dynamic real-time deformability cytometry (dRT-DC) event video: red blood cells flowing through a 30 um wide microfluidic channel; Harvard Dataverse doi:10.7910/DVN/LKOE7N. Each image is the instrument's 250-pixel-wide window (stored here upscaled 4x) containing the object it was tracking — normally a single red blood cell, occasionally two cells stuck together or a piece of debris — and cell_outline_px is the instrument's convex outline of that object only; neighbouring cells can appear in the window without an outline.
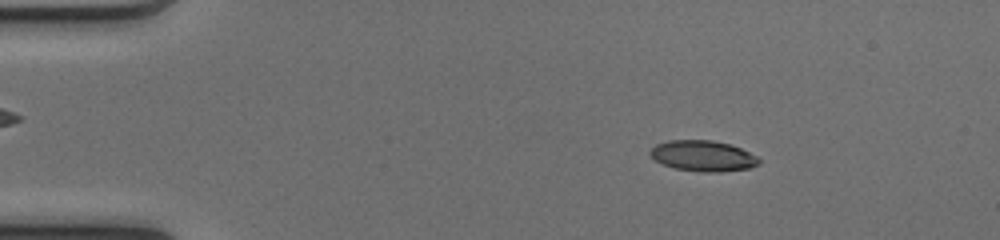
{"species": "common noctule bat (a hibernating species)", "species_latin": "Nyctalus noctula", "temperature_condition": "cold", "stored_images_in_passage": 49, "camera_frame_rate_fps": 3000, "um_per_image_px": 0.085, "animal": {"sex": "female", "body_mass_g": 17.0, "forearm_length_mm": 48.0}, "frame": {"image": 1, "passage_image": 7, "time_ms": 2.0, "image_size_px": [1000, 240], "cell_outline_px": [[760, 164], [748, 168], [720, 172], [704, 172], [676, 168], [664, 164], [656, 160], [648, 152], [656, 144], [668, 140], [712, 140], [728, 144], [740, 148], [756, 156], [760, 160]], "centroid_in_image_um": [59.75, 13.24], "position_along_channel_um": 25.2, "area_um2": 19.25}}
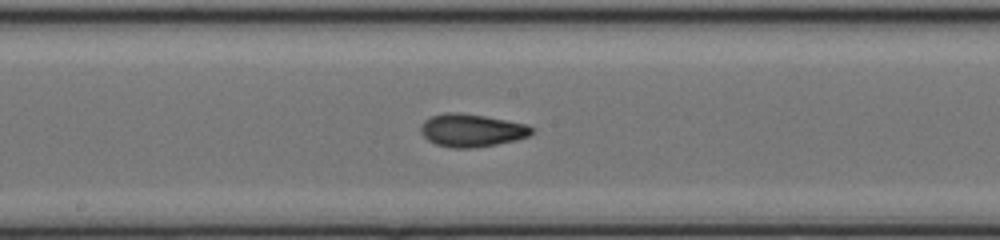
{"frame": {"image": 2, "passage_image": 26, "time_ms": 8.333, "image_size_px": [1000, 240], "cell_outline_px": [[532, 132], [528, 136], [516, 140], [476, 148], [452, 148], [436, 144], [428, 140], [420, 132], [420, 128], [424, 120], [432, 116], [448, 112], [456, 112], [484, 116], [528, 124], [532, 128]], "centroid_in_image_um": [40.08, 11.08], "position_along_channel_um": 208.1, "area_um2": 21.15}}
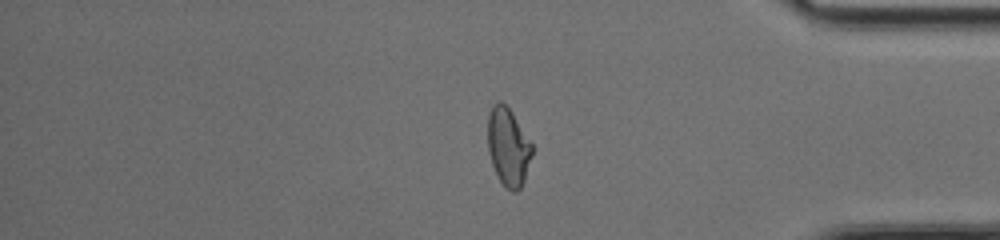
{"frame": {"image": 3, "passage_image": 41, "time_ms": 13.333, "image_size_px": [1000, 240], "cell_outline_px": [[532, 156], [524, 180], [520, 188], [516, 192], [512, 192], [500, 180], [492, 164], [488, 152], [488, 116], [492, 104], [500, 100], [512, 112], [532, 144]], "centroid_in_image_um": [43.19, 12.46], "position_along_channel_um": 392.0, "area_um2": 19.94}, "authors_computed_cell_mechanics": {"area_um2": 20.2878, "velocity_mm_per_s": 4.131, "shape_relaxation_time_tau1_ms": null, "shape_relaxation_time_tau2_ms": 1.6106, "deformation_change_tau1": null, "deformation_change_tau2": 0.07}}